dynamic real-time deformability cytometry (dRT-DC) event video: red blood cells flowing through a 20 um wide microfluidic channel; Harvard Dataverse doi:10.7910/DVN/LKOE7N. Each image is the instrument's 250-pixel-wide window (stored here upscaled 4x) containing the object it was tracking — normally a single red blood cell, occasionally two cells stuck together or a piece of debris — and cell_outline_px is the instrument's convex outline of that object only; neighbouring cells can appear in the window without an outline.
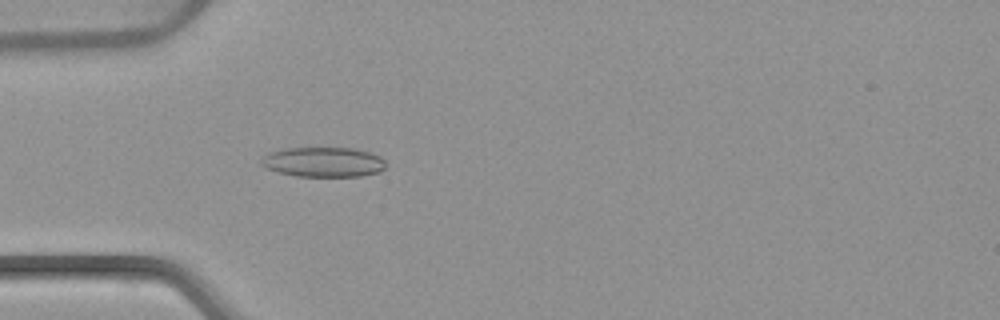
{"species": "common noctule bat (a hibernating species)", "species_latin": "Nyctalus noctula", "temperature_condition": "warm", "stored_images_in_passage": 53, "camera_frame_rate_fps": 3000, "um_per_image_px": 0.085, "animal": {"sex": "female", "body_mass_g": 22.7, "forearm_length_mm": 54.2}, "frame": {"image": 1, "passage_image": 16, "time_ms": 5.0, "image_size_px": [1000, 320], "cell_outline_px": [[384, 168], [380, 172], [360, 176], [296, 176], [280, 172], [268, 168], [260, 164], [260, 160], [264, 156], [272, 152], [284, 148], [356, 148], [380, 156], [384, 160]], "centroid_in_image_um": [27.51, 13.77], "position_along_channel_um": 57.5, "area_um2": 21.5}}
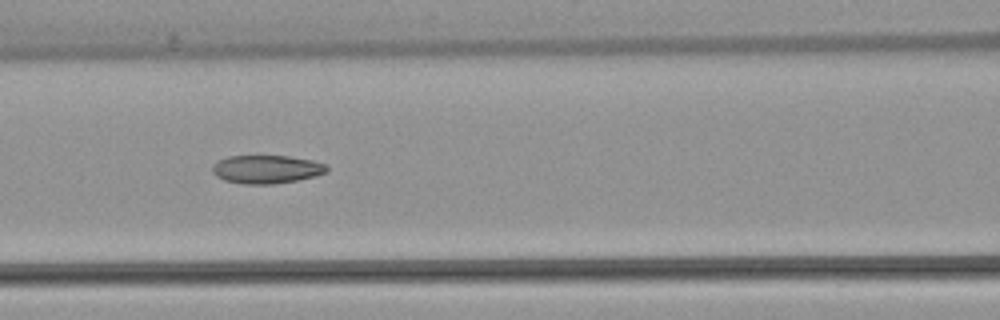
{"frame": {"image": 2, "passage_image": 23, "time_ms": 7.333, "image_size_px": [1000, 320], "cell_outline_px": [[328, 172], [316, 176], [296, 180], [272, 184], [244, 184], [224, 180], [216, 176], [212, 172], [212, 164], [216, 160], [228, 156], [288, 156], [312, 160], [324, 164], [328, 168]], "centroid_in_image_um": [22.62, 14.38], "position_along_channel_um": 144.0, "area_um2": 18.96}}
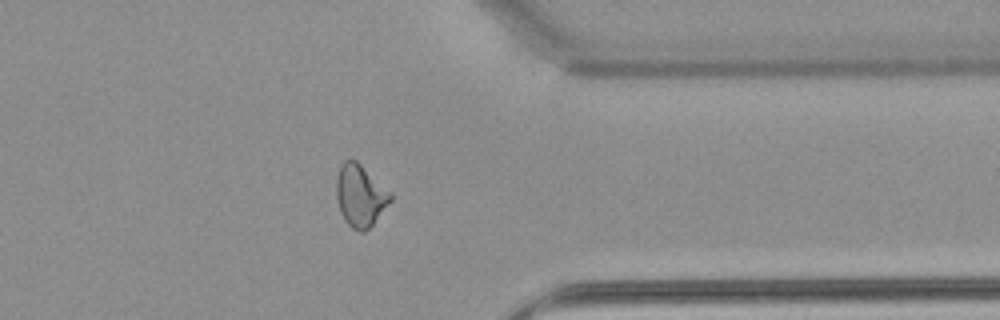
{"frame": {"image": 3, "passage_image": 42, "time_ms": 13.667, "image_size_px": [1000, 320], "cell_outline_px": [[392, 200], [372, 224], [364, 232], [360, 232], [352, 228], [344, 220], [340, 212], [336, 200], [336, 176], [340, 164], [344, 160], [356, 160], [392, 192]], "centroid_in_image_um": [30.6, 16.61], "position_along_channel_um": 380.8, "area_um2": 19.71}, "authors_computed_cell_mechanics": {"area_um2": 20.1144, "velocity_mm_per_s": 3.8775, "shape_relaxation_time_tau1_ms": null, "shape_relaxation_time_tau2_ms": 2.1299, "deformation_change_tau1": null, "deformation_change_tau2": 0.0762}}